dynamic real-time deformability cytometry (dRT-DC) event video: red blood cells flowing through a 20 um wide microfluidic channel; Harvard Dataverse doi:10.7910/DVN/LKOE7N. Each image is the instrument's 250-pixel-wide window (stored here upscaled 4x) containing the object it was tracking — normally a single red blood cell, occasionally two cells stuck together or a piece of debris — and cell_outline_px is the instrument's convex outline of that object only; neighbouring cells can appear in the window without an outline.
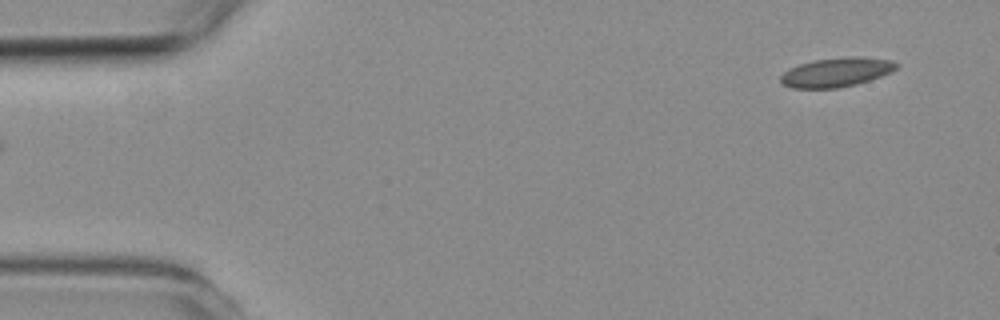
{"species": "common noctule bat (a hibernating species)", "species_latin": "Nyctalus noctula", "temperature_condition": "room temperature", "stored_images_in_passage": 2, "camera_frame_rate_fps": 3000, "um_per_image_px": 0.085, "animal": {"sex": "female", "body_mass_g": 19.3, "forearm_length_mm": 54.1}, "frame": {"image": 1, "passage_image": 2, "time_ms": 1.0, "image_size_px": [1000, 320], "cell_outline_px": [[900, 64], [892, 72], [856, 84], [836, 88], [792, 88], [784, 84], [780, 80], [780, 76], [788, 68], [800, 64], [816, 60], [892, 60]], "centroid_in_image_um": [71.01, 6.21], "position_along_channel_um": 14.0, "area_um2": 18.38}}